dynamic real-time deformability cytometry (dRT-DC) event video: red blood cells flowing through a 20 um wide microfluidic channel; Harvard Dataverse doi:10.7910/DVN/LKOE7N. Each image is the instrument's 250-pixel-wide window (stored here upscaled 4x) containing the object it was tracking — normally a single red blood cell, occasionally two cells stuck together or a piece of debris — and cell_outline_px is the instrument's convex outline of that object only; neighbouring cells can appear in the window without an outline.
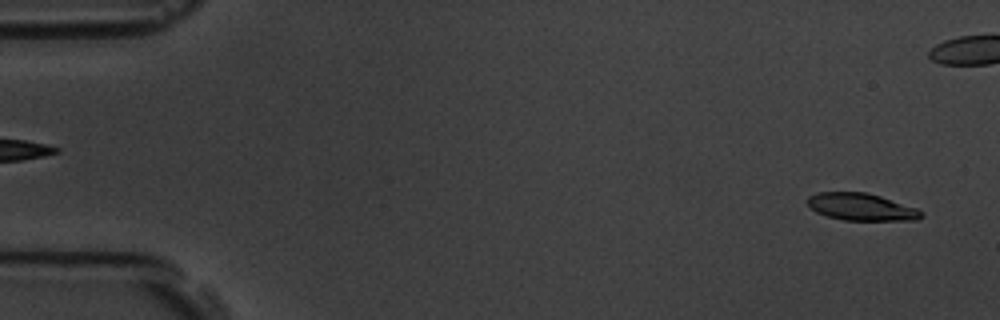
{"species": "common noctule bat (a hibernating species)", "species_latin": "Nyctalus noctula", "temperature_condition": "room temperature", "stored_images_in_passage": 6, "segment_of_instrument_passage": [2, 2], "camera_frame_rate_fps": 3000, "um_per_image_px": 0.085, "animal": {"sex": "male", "body_mass_g": 19.5, "forearm_length_mm": 54.6}, "frame": {"image": 1, "passage_image": 6, "time_ms": 6.0, "image_size_px": [1000, 320], "cell_outline_px": [[924, 216], [916, 220], [844, 220], [828, 216], [816, 212], [808, 204], [808, 196], [816, 192], [868, 192], [916, 208], [924, 212]], "centroid_in_image_um": [73.22, 17.58], "position_along_channel_um": 11.8, "area_um2": 17.98}}